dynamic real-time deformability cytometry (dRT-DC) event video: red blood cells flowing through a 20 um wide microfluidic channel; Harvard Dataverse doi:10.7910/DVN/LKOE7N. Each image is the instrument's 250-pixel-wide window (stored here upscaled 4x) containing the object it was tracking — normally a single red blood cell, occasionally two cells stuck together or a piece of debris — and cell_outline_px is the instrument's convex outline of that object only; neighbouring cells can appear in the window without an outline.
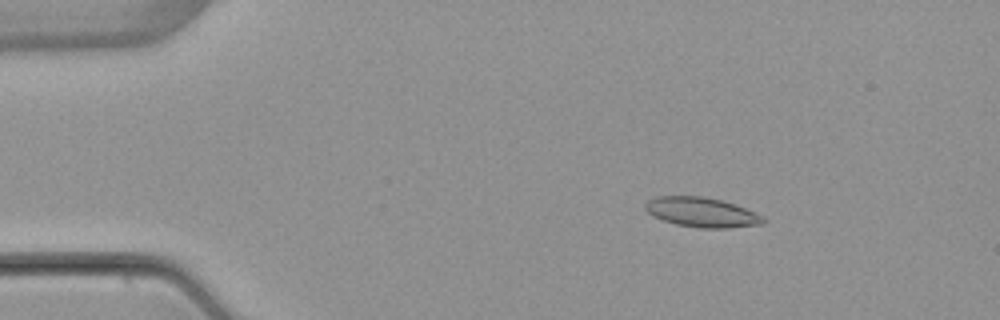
{"species": "common noctule bat (a hibernating species)", "species_latin": "Nyctalus noctula", "temperature_condition": "warm", "stored_images_in_passage": 4, "camera_frame_rate_fps": 3000, "um_per_image_px": 0.085, "animal": {"sex": "female", "body_mass_g": 22.7, "forearm_length_mm": 54.2}, "frame": {"image": 1, "passage_image": 3, "time_ms": 2.667, "image_size_px": [1000, 320], "cell_outline_px": [[768, 220], [764, 224], [728, 228], [700, 228], [676, 224], [652, 216], [644, 208], [644, 204], [648, 200], [656, 196], [704, 196], [736, 204], [764, 216]], "centroid_in_image_um": [59.68, 18.04], "position_along_channel_um": 25.3, "area_um2": 20.63}}